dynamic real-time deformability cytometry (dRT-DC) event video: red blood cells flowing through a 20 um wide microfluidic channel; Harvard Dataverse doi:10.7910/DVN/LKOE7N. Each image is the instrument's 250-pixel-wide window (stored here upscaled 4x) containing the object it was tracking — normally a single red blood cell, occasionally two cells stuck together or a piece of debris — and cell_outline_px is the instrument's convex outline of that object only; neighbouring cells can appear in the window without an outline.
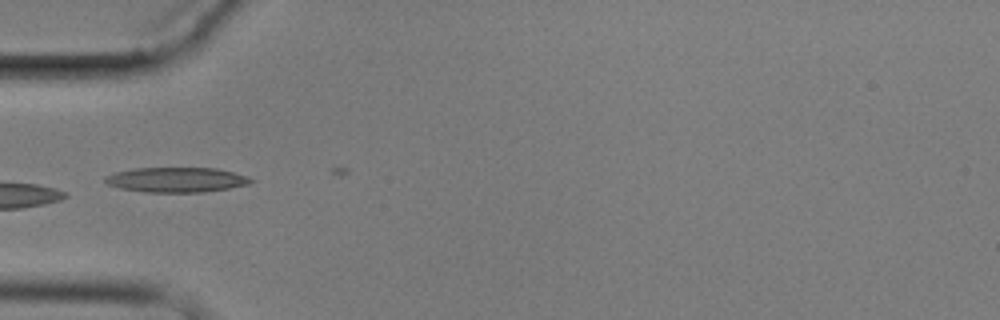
{"species": "common noctule bat (a hibernating species)", "species_latin": "Nyctalus noctula", "temperature_condition": "cold", "stored_images_in_passage": 7, "camera_frame_rate_fps": 3000, "um_per_image_px": 0.085, "animal": {"sex": "male", "body_mass_g": 17.9}, "frame": {"image": 1, "passage_image": 6, "time_ms": 5.667, "image_size_px": [1000, 320], "cell_outline_px": [[256, 180], [248, 184], [228, 188], [200, 192], [144, 192], [120, 188], [108, 184], [104, 180], [104, 176], [116, 172], [136, 168], [216, 168], [248, 176]], "centroid_in_image_um": [14.99, 15.28], "position_along_channel_um": 70.0, "area_um2": 21.04}}